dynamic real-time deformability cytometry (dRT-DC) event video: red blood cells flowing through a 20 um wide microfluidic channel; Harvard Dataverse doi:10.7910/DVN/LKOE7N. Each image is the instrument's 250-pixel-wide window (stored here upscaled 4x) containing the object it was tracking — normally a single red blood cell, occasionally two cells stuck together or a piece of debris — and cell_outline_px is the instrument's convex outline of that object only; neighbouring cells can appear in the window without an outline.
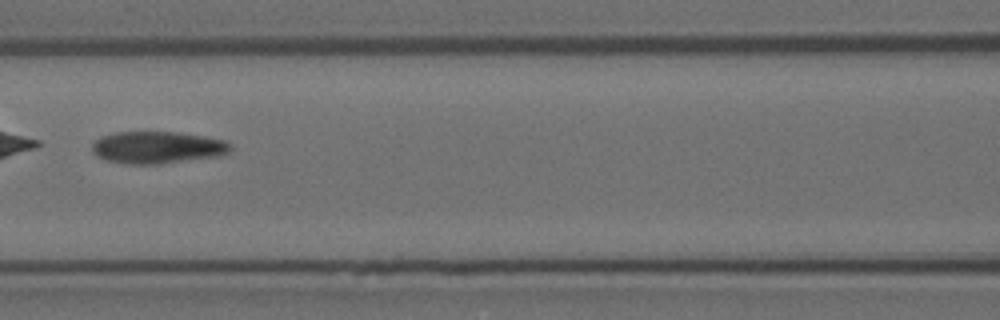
{"species": "Egyptian fruit bat (a non-hibernating species)", "species_latin": "Rousettus aegyptiacus", "temperature_condition": "room temperature", "stored_images_in_passage": 13, "camera_frame_rate_fps": 3000, "um_per_image_px": 0.085, "animal": {"sex": "female"}, "frame": {"image": 1, "passage_image": 6, "time_ms": 1.667, "image_size_px": [1000, 320], "cell_outline_px": [[232, 148], [228, 152], [216, 156], [160, 164], [128, 164], [108, 160], [96, 156], [92, 152], [92, 144], [100, 136], [116, 132], [176, 132], [224, 140]], "centroid_in_image_um": [13.31, 12.53], "position_along_channel_um": 153.3, "area_um2": 25.61}}
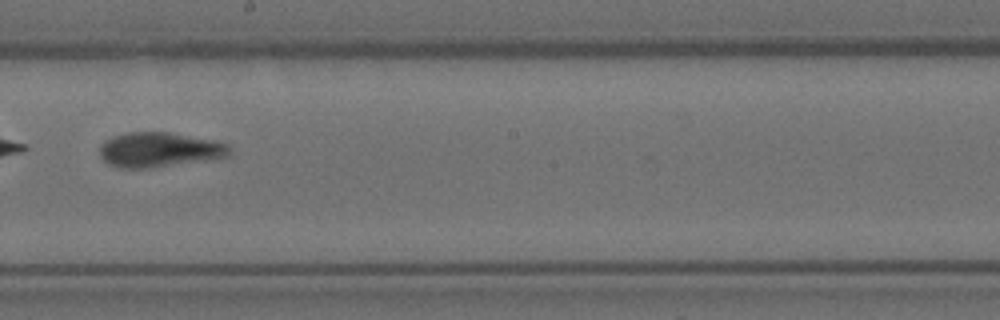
{"frame": {"image": 2, "passage_image": 8, "time_ms": 2.333, "image_size_px": [1000, 320], "cell_outline_px": [[232, 152], [228, 156], [216, 160], [148, 168], [120, 168], [108, 164], [100, 156], [100, 148], [104, 140], [112, 136], [128, 132], [168, 132], [216, 140], [228, 144]], "centroid_in_image_um": [13.6, 12.73], "position_along_channel_um": 234.6, "area_um2": 26.82}}
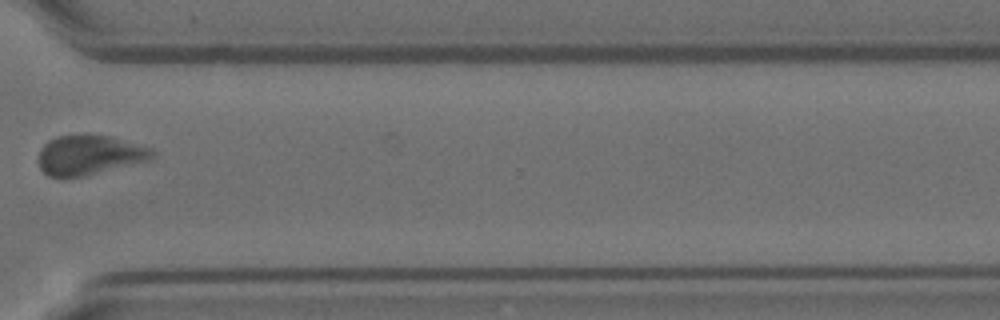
{"frame": {"image": 3, "passage_image": 11, "time_ms": 3.333, "image_size_px": [1000, 320], "cell_outline_px": [[156, 156], [148, 160], [84, 176], [60, 180], [48, 176], [40, 168], [40, 148], [48, 140], [56, 136], [112, 136], [152, 148], [156, 152]], "centroid_in_image_um": [7.59, 13.21], "position_along_channel_um": 363.0, "area_um2": 26.36}}